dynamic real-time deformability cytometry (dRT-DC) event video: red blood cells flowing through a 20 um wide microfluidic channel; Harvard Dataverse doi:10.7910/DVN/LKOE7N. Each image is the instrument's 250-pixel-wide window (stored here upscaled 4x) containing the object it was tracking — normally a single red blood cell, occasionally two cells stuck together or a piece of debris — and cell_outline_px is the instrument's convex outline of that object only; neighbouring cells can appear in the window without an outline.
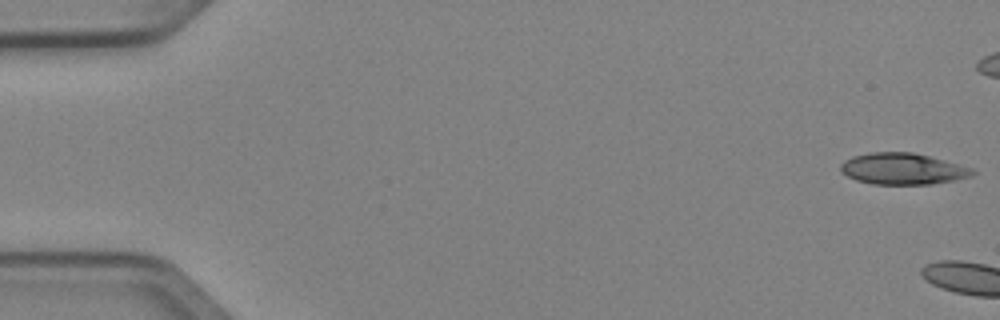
{"species": "Egyptian fruit bat (a non-hibernating species)", "species_latin": "Rousettus aegyptiacus", "temperature_condition": "cold", "stored_images_in_passage": 4, "camera_frame_rate_fps": 3000, "um_per_image_px": 0.085, "animal": {"sex": "female"}, "frame": {"image": 1, "passage_image": 1, "time_ms": 0.0, "image_size_px": [1000, 320], "cell_outline_px": [[976, 172], [972, 176], [932, 184], [872, 184], [856, 180], [840, 172], [840, 164], [844, 160], [852, 156], [872, 152], [912, 152], [960, 164], [972, 168]], "centroid_in_image_um": [76.7, 14.35], "position_along_channel_um": 8.3, "area_um2": 24.1}}